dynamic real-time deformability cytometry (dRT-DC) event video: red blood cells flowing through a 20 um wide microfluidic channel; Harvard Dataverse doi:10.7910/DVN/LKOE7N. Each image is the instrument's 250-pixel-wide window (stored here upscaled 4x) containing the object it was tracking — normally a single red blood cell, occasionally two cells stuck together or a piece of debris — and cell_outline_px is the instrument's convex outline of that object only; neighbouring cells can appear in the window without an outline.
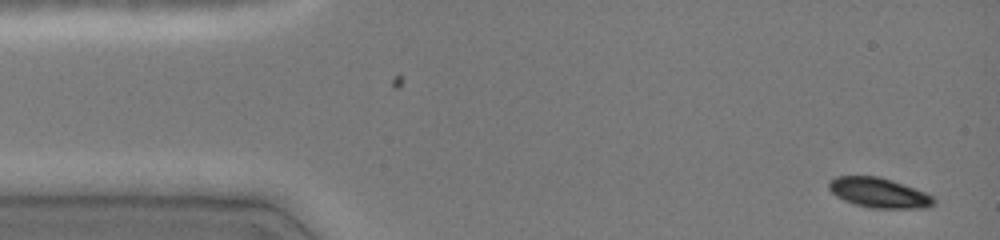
{"species": "common noctule bat (a hibernating species)", "species_latin": "Nyctalus noctula", "temperature_condition": "cold", "stored_images_in_passage": 46, "camera_frame_rate_fps": 3000, "um_per_image_px": 0.085, "animal": {"sex": "female", "body_mass_g": 19.0, "forearm_length_mm": 51.5}, "frame": {"image": 1, "passage_image": 1, "time_ms": 0.0, "image_size_px": [1000, 240], "cell_outline_px": [[936, 204], [928, 208], [868, 208], [844, 200], [836, 196], [828, 188], [828, 180], [836, 176], [876, 176], [892, 180], [924, 192], [932, 196], [936, 200]], "centroid_in_image_um": [74.7, 16.39], "position_along_channel_um": 10.3, "area_um2": 18.32}}
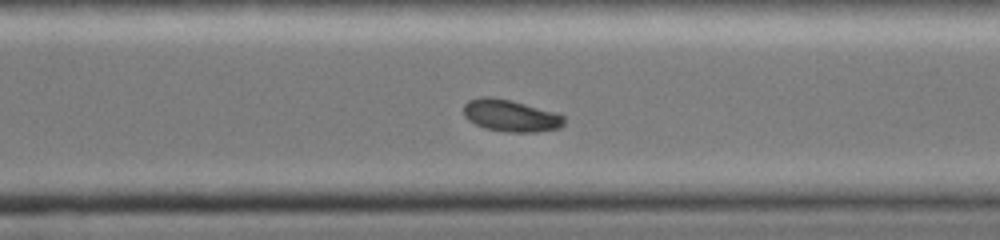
{"frame": {"image": 2, "passage_image": 32, "time_ms": 10.333, "image_size_px": [1000, 240], "cell_outline_px": [[564, 124], [560, 128], [536, 132], [504, 132], [484, 128], [468, 120], [464, 116], [464, 104], [468, 100], [480, 96], [492, 96], [512, 100], [556, 112], [564, 116]], "centroid_in_image_um": [43.39, 9.82], "position_along_channel_um": 327.2, "area_um2": 19.02}}
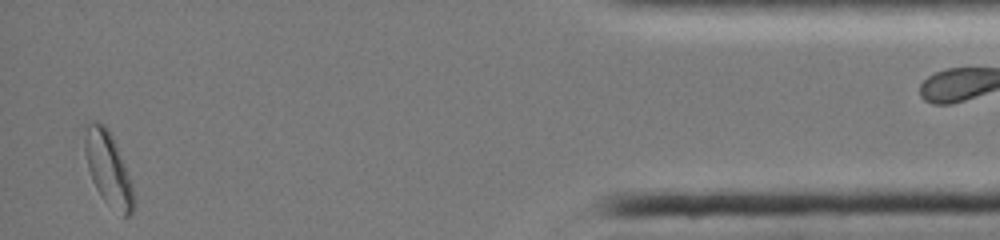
{"frame": {"image": 3, "passage_image": 44, "time_ms": 14.333, "image_size_px": [1000, 240], "cell_outline_px": [[136, 200], [132, 212], [128, 216], [124, 216], [104, 200], [100, 196], [92, 180], [88, 168], [84, 148], [84, 120], [92, 120], [104, 124], [108, 128], [112, 136], [124, 164], [132, 184]], "centroid_in_image_um": [9.17, 14.28], "position_along_channel_um": 426.0, "area_um2": 21.04}}